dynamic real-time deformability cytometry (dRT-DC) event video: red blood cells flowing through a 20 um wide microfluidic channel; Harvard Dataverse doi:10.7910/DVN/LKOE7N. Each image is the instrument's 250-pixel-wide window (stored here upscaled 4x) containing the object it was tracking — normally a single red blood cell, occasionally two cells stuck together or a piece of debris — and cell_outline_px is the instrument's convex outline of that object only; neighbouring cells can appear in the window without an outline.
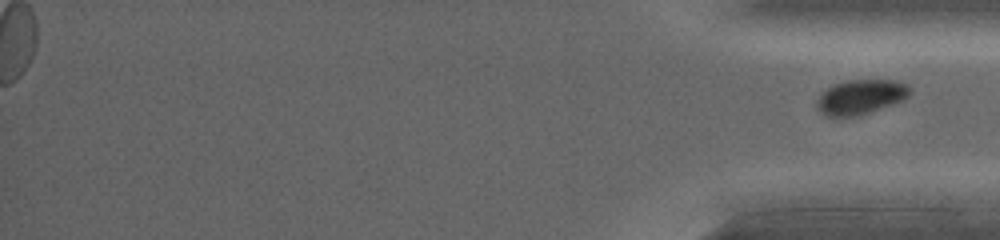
{"species": "common noctule bat (a hibernating species)", "species_latin": "Nyctalus noctula", "temperature_condition": "warm", "stored_images_in_passage": 15, "segment_of_instrument_passage": [2, 2], "camera_frame_rate_fps": 5000, "um_per_image_px": 0.085, "animal": {"sex": "female", "body_mass_g": 19.0, "forearm_length_mm": 53.3}, "frame": {"image": 1, "passage_image": 15, "time_ms": 10.6, "image_size_px": [1000, 240], "cell_outline_px": [[908, 96], [900, 100], [868, 112], [852, 116], [824, 116], [816, 108], [816, 100], [828, 88], [836, 84], [848, 80], [896, 80], [908, 84]], "centroid_in_image_um": [73.1, 8.23], "position_along_channel_um": 362.1, "area_um2": 18.21}}